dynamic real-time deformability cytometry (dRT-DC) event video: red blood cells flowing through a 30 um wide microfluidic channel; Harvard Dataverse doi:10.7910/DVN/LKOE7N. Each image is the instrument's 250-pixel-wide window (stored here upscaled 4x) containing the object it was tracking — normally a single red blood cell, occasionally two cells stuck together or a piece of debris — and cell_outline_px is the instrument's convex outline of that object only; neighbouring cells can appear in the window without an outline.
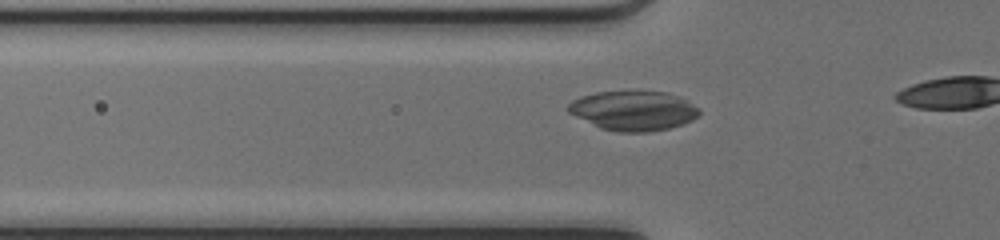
{"species": "common noctule bat (a hibernating species)", "species_latin": "Nyctalus noctula", "temperature_condition": "cold", "stored_images_in_passage": 8, "camera_frame_rate_fps": 3000, "um_per_image_px": 0.085, "animal": {"sex": "female", "body_mass_g": 17.0, "forearm_length_mm": 48.0}, "frame": {"image": 1, "passage_image": 5, "time_ms": 1.333, "image_size_px": [1000, 240], "cell_outline_px": [[700, 112], [692, 120], [668, 128], [648, 132], [616, 132], [600, 128], [568, 112], [568, 104], [572, 100], [580, 96], [596, 92], [664, 92], [676, 96], [700, 108]], "centroid_in_image_um": [53.8, 9.42], "position_along_channel_um": 72.0, "area_um2": 29.77}}